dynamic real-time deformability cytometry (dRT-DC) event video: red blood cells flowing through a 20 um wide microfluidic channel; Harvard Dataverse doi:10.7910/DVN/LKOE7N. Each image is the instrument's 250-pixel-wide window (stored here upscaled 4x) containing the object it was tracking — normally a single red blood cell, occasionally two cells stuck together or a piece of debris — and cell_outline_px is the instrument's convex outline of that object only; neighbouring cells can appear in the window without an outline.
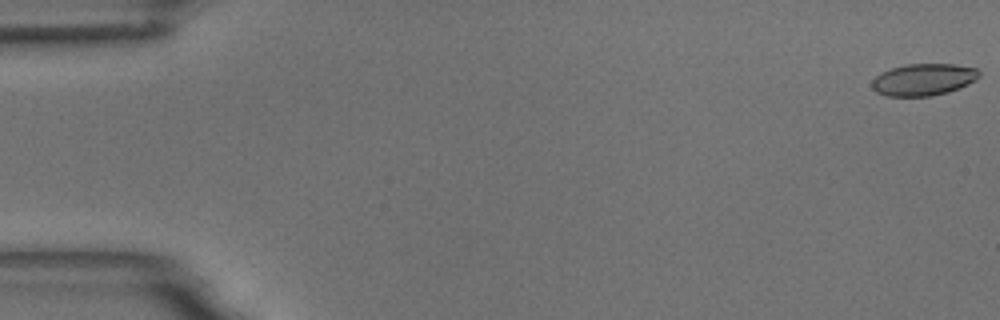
{"species": "common noctule bat (a hibernating species)", "species_latin": "Nyctalus noctula", "temperature_condition": "room temperature", "stored_images_in_passage": 6, "camera_frame_rate_fps": 3000, "um_per_image_px": 0.085, "animal": {"sex": "male", "body_mass_g": 18.8}, "frame": {"image": 1, "passage_image": 1, "time_ms": 0.0, "image_size_px": [1000, 320], "cell_outline_px": [[980, 76], [976, 80], [960, 88], [948, 92], [932, 96], [888, 96], [876, 92], [872, 88], [872, 80], [880, 72], [904, 64], [956, 64], [976, 68], [980, 72]], "centroid_in_image_um": [78.5, 6.76], "position_along_channel_um": 6.5, "area_um2": 20.11}}